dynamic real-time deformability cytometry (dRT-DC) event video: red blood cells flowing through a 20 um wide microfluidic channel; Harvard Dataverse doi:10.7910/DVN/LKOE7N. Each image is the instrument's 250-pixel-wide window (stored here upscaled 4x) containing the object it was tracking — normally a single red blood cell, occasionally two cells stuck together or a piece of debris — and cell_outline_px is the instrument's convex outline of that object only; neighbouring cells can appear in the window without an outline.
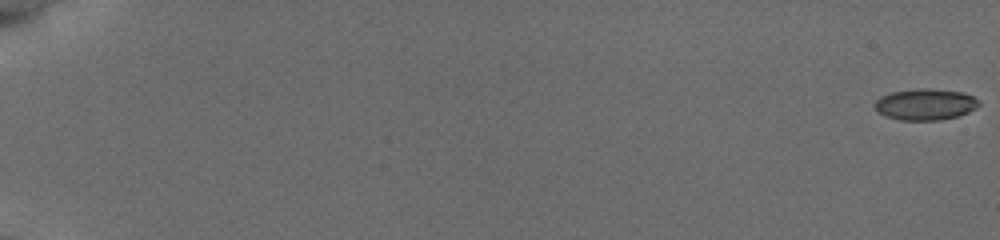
{"species": "common noctule bat (a hibernating species)", "species_latin": "Nyctalus noctula", "temperature_condition": "cold", "stored_images_in_passage": 57, "camera_frame_rate_fps": 3000, "um_per_image_px": 0.085, "animal": {"sex": "female", "body_mass_g": 19.5, "forearm_length_mm": 54.1}, "frame": {"image": 1, "passage_image": 1, "time_ms": 0.0, "image_size_px": [1000, 240], "cell_outline_px": [[980, 104], [976, 108], [968, 112], [956, 116], [940, 120], [900, 120], [884, 116], [872, 104], [880, 96], [892, 92], [916, 88], [928, 88], [960, 92], [972, 96], [980, 100]], "centroid_in_image_um": [78.63, 8.87], "position_along_channel_um": 6.4, "area_um2": 19.02}}
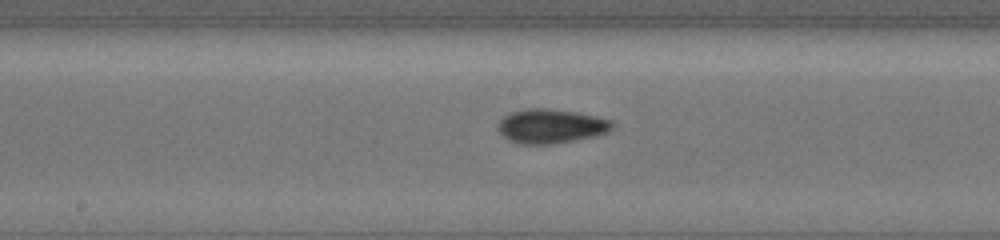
{"frame": {"image": 2, "passage_image": 33, "time_ms": 10.667, "image_size_px": [1000, 240], "cell_outline_px": [[616, 124], [608, 132], [596, 136], [556, 144], [520, 144], [508, 140], [496, 128], [500, 120], [504, 116], [512, 112], [528, 108], [548, 108], [576, 112], [596, 116], [612, 120]], "centroid_in_image_um": [46.85, 10.73], "position_along_channel_um": 201.3, "area_um2": 23.06}}
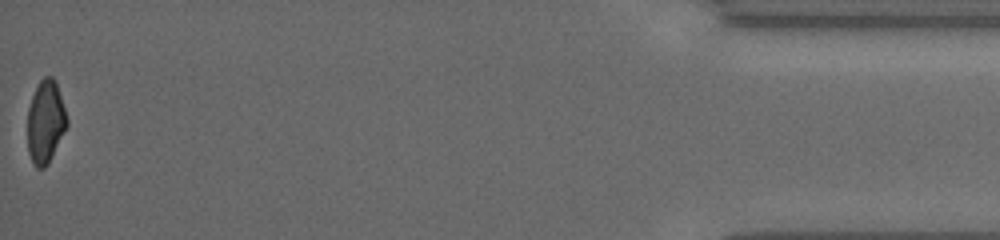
{"frame": {"image": 3, "passage_image": 57, "time_ms": 18.667, "image_size_px": [1000, 240], "cell_outline_px": [[68, 124], [48, 164], [44, 168], [36, 168], [32, 164], [28, 152], [28, 108], [32, 96], [40, 80], [44, 76], [52, 76], [56, 80], [68, 120]], "centroid_in_image_um": [3.87, 10.36], "position_along_channel_um": 431.3, "area_um2": 19.07}, "authors_computed_cell_mechanics": {"area_um2": 20.23, "velocity_mm_per_s": 3.8586, "shape_relaxation_time_tau1_ms": 3.7885, "shape_relaxation_time_tau2_ms": 4.3013, "deformation_change_tau1": 0.1038, "deformation_change_tau2": 0.0758}}